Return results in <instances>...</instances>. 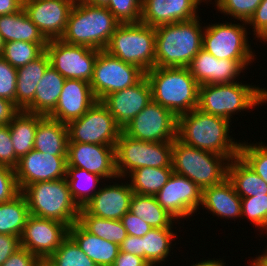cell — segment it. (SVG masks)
<instances>
[{
	"instance_id": "1",
	"label": "cell",
	"mask_w": 267,
	"mask_h": 266,
	"mask_svg": "<svg viewBox=\"0 0 267 266\" xmlns=\"http://www.w3.org/2000/svg\"><path fill=\"white\" fill-rule=\"evenodd\" d=\"M230 123L195 108L177 117V139L187 146L225 156L230 161L239 156L241 145L228 134Z\"/></svg>"
},
{
	"instance_id": "2",
	"label": "cell",
	"mask_w": 267,
	"mask_h": 266,
	"mask_svg": "<svg viewBox=\"0 0 267 266\" xmlns=\"http://www.w3.org/2000/svg\"><path fill=\"white\" fill-rule=\"evenodd\" d=\"M200 17L155 27V67H187L202 49ZM201 23V24H200Z\"/></svg>"
},
{
	"instance_id": "3",
	"label": "cell",
	"mask_w": 267,
	"mask_h": 266,
	"mask_svg": "<svg viewBox=\"0 0 267 266\" xmlns=\"http://www.w3.org/2000/svg\"><path fill=\"white\" fill-rule=\"evenodd\" d=\"M119 25L120 22L106 7L76 0L60 39L73 45L104 50Z\"/></svg>"
},
{
	"instance_id": "4",
	"label": "cell",
	"mask_w": 267,
	"mask_h": 266,
	"mask_svg": "<svg viewBox=\"0 0 267 266\" xmlns=\"http://www.w3.org/2000/svg\"><path fill=\"white\" fill-rule=\"evenodd\" d=\"M145 76L152 100L176 117L198 108L199 84L187 67H154Z\"/></svg>"
},
{
	"instance_id": "5",
	"label": "cell",
	"mask_w": 267,
	"mask_h": 266,
	"mask_svg": "<svg viewBox=\"0 0 267 266\" xmlns=\"http://www.w3.org/2000/svg\"><path fill=\"white\" fill-rule=\"evenodd\" d=\"M21 193L32 216L57 220L68 227L78 221L81 208L74 201L66 178L32 183Z\"/></svg>"
},
{
	"instance_id": "6",
	"label": "cell",
	"mask_w": 267,
	"mask_h": 266,
	"mask_svg": "<svg viewBox=\"0 0 267 266\" xmlns=\"http://www.w3.org/2000/svg\"><path fill=\"white\" fill-rule=\"evenodd\" d=\"M229 160L222 155L187 146L173 140L172 169L197 184L201 190L218 185L227 178Z\"/></svg>"
},
{
	"instance_id": "7",
	"label": "cell",
	"mask_w": 267,
	"mask_h": 266,
	"mask_svg": "<svg viewBox=\"0 0 267 266\" xmlns=\"http://www.w3.org/2000/svg\"><path fill=\"white\" fill-rule=\"evenodd\" d=\"M155 35V27L142 22L120 23L104 50L146 73L155 67Z\"/></svg>"
},
{
	"instance_id": "8",
	"label": "cell",
	"mask_w": 267,
	"mask_h": 266,
	"mask_svg": "<svg viewBox=\"0 0 267 266\" xmlns=\"http://www.w3.org/2000/svg\"><path fill=\"white\" fill-rule=\"evenodd\" d=\"M259 90L258 86L237 80L224 84H204L199 86L198 109L231 122L233 114L260 105Z\"/></svg>"
},
{
	"instance_id": "9",
	"label": "cell",
	"mask_w": 267,
	"mask_h": 266,
	"mask_svg": "<svg viewBox=\"0 0 267 266\" xmlns=\"http://www.w3.org/2000/svg\"><path fill=\"white\" fill-rule=\"evenodd\" d=\"M173 141L147 142L120 132L115 146L116 171L122 180L141 167H172Z\"/></svg>"
},
{
	"instance_id": "10",
	"label": "cell",
	"mask_w": 267,
	"mask_h": 266,
	"mask_svg": "<svg viewBox=\"0 0 267 266\" xmlns=\"http://www.w3.org/2000/svg\"><path fill=\"white\" fill-rule=\"evenodd\" d=\"M241 22L227 21L204 26L202 49L217 59L255 60L256 55L248 42L247 23Z\"/></svg>"
},
{
	"instance_id": "11",
	"label": "cell",
	"mask_w": 267,
	"mask_h": 266,
	"mask_svg": "<svg viewBox=\"0 0 267 266\" xmlns=\"http://www.w3.org/2000/svg\"><path fill=\"white\" fill-rule=\"evenodd\" d=\"M67 127L68 143L116 146L122 131L101 101L94 103L80 118L70 121Z\"/></svg>"
},
{
	"instance_id": "12",
	"label": "cell",
	"mask_w": 267,
	"mask_h": 266,
	"mask_svg": "<svg viewBox=\"0 0 267 266\" xmlns=\"http://www.w3.org/2000/svg\"><path fill=\"white\" fill-rule=\"evenodd\" d=\"M144 76L139 67L101 50L94 63L90 86L97 101H102L108 94L134 86Z\"/></svg>"
},
{
	"instance_id": "13",
	"label": "cell",
	"mask_w": 267,
	"mask_h": 266,
	"mask_svg": "<svg viewBox=\"0 0 267 266\" xmlns=\"http://www.w3.org/2000/svg\"><path fill=\"white\" fill-rule=\"evenodd\" d=\"M101 50L73 45L61 39L49 40L45 52L50 65L65 79H81L90 83L94 63Z\"/></svg>"
},
{
	"instance_id": "14",
	"label": "cell",
	"mask_w": 267,
	"mask_h": 266,
	"mask_svg": "<svg viewBox=\"0 0 267 266\" xmlns=\"http://www.w3.org/2000/svg\"><path fill=\"white\" fill-rule=\"evenodd\" d=\"M122 131L141 141H173L177 138V117L152 100Z\"/></svg>"
},
{
	"instance_id": "15",
	"label": "cell",
	"mask_w": 267,
	"mask_h": 266,
	"mask_svg": "<svg viewBox=\"0 0 267 266\" xmlns=\"http://www.w3.org/2000/svg\"><path fill=\"white\" fill-rule=\"evenodd\" d=\"M158 204L178 222L197 213L202 202V190L189 178L172 173L170 179L155 195Z\"/></svg>"
},
{
	"instance_id": "16",
	"label": "cell",
	"mask_w": 267,
	"mask_h": 266,
	"mask_svg": "<svg viewBox=\"0 0 267 266\" xmlns=\"http://www.w3.org/2000/svg\"><path fill=\"white\" fill-rule=\"evenodd\" d=\"M68 228L60 221L29 215L20 236L21 247L39 259H48L68 236Z\"/></svg>"
},
{
	"instance_id": "17",
	"label": "cell",
	"mask_w": 267,
	"mask_h": 266,
	"mask_svg": "<svg viewBox=\"0 0 267 266\" xmlns=\"http://www.w3.org/2000/svg\"><path fill=\"white\" fill-rule=\"evenodd\" d=\"M67 156H54L35 149L21 157L14 168L20 192L32 183L66 178Z\"/></svg>"
},
{
	"instance_id": "18",
	"label": "cell",
	"mask_w": 267,
	"mask_h": 266,
	"mask_svg": "<svg viewBox=\"0 0 267 266\" xmlns=\"http://www.w3.org/2000/svg\"><path fill=\"white\" fill-rule=\"evenodd\" d=\"M67 167H77L105 179L119 178L116 171L115 146L68 143Z\"/></svg>"
},
{
	"instance_id": "19",
	"label": "cell",
	"mask_w": 267,
	"mask_h": 266,
	"mask_svg": "<svg viewBox=\"0 0 267 266\" xmlns=\"http://www.w3.org/2000/svg\"><path fill=\"white\" fill-rule=\"evenodd\" d=\"M76 0H28L23 9L45 38L60 39Z\"/></svg>"
},
{
	"instance_id": "20",
	"label": "cell",
	"mask_w": 267,
	"mask_h": 266,
	"mask_svg": "<svg viewBox=\"0 0 267 266\" xmlns=\"http://www.w3.org/2000/svg\"><path fill=\"white\" fill-rule=\"evenodd\" d=\"M254 60L217 59L201 49L187 66L199 86L235 82ZM247 66V67H246Z\"/></svg>"
},
{
	"instance_id": "21",
	"label": "cell",
	"mask_w": 267,
	"mask_h": 266,
	"mask_svg": "<svg viewBox=\"0 0 267 266\" xmlns=\"http://www.w3.org/2000/svg\"><path fill=\"white\" fill-rule=\"evenodd\" d=\"M151 101V86L144 76L134 86L108 94L101 102L108 108L117 125L123 129Z\"/></svg>"
},
{
	"instance_id": "22",
	"label": "cell",
	"mask_w": 267,
	"mask_h": 266,
	"mask_svg": "<svg viewBox=\"0 0 267 266\" xmlns=\"http://www.w3.org/2000/svg\"><path fill=\"white\" fill-rule=\"evenodd\" d=\"M203 0H142L141 20L145 25L157 27L188 21L198 17V6Z\"/></svg>"
},
{
	"instance_id": "23",
	"label": "cell",
	"mask_w": 267,
	"mask_h": 266,
	"mask_svg": "<svg viewBox=\"0 0 267 266\" xmlns=\"http://www.w3.org/2000/svg\"><path fill=\"white\" fill-rule=\"evenodd\" d=\"M96 102L89 82L65 79L57 105L48 117L68 124L80 118Z\"/></svg>"
},
{
	"instance_id": "24",
	"label": "cell",
	"mask_w": 267,
	"mask_h": 266,
	"mask_svg": "<svg viewBox=\"0 0 267 266\" xmlns=\"http://www.w3.org/2000/svg\"><path fill=\"white\" fill-rule=\"evenodd\" d=\"M110 183L102 186L83 209L88 214L100 218L121 220L129 211L133 191L128 181L121 184Z\"/></svg>"
},
{
	"instance_id": "25",
	"label": "cell",
	"mask_w": 267,
	"mask_h": 266,
	"mask_svg": "<svg viewBox=\"0 0 267 266\" xmlns=\"http://www.w3.org/2000/svg\"><path fill=\"white\" fill-rule=\"evenodd\" d=\"M68 235L98 266H112L120 251L118 244L88 232L78 221L68 228Z\"/></svg>"
},
{
	"instance_id": "26",
	"label": "cell",
	"mask_w": 267,
	"mask_h": 266,
	"mask_svg": "<svg viewBox=\"0 0 267 266\" xmlns=\"http://www.w3.org/2000/svg\"><path fill=\"white\" fill-rule=\"evenodd\" d=\"M201 205L202 209L222 219L241 217V197L228 178L218 185L203 189Z\"/></svg>"
},
{
	"instance_id": "27",
	"label": "cell",
	"mask_w": 267,
	"mask_h": 266,
	"mask_svg": "<svg viewBox=\"0 0 267 266\" xmlns=\"http://www.w3.org/2000/svg\"><path fill=\"white\" fill-rule=\"evenodd\" d=\"M67 124L44 116L36 128L34 149L54 156H67Z\"/></svg>"
},
{
	"instance_id": "28",
	"label": "cell",
	"mask_w": 267,
	"mask_h": 266,
	"mask_svg": "<svg viewBox=\"0 0 267 266\" xmlns=\"http://www.w3.org/2000/svg\"><path fill=\"white\" fill-rule=\"evenodd\" d=\"M0 34L4 42L24 41L40 44L44 49L48 40L22 9L19 12L0 15Z\"/></svg>"
},
{
	"instance_id": "29",
	"label": "cell",
	"mask_w": 267,
	"mask_h": 266,
	"mask_svg": "<svg viewBox=\"0 0 267 266\" xmlns=\"http://www.w3.org/2000/svg\"><path fill=\"white\" fill-rule=\"evenodd\" d=\"M49 66V56L44 52L36 60L17 68L16 107L19 110H25L33 102L38 82Z\"/></svg>"
},
{
	"instance_id": "30",
	"label": "cell",
	"mask_w": 267,
	"mask_h": 266,
	"mask_svg": "<svg viewBox=\"0 0 267 266\" xmlns=\"http://www.w3.org/2000/svg\"><path fill=\"white\" fill-rule=\"evenodd\" d=\"M65 78L51 65L38 82L33 102L24 110L48 116L56 107Z\"/></svg>"
},
{
	"instance_id": "31",
	"label": "cell",
	"mask_w": 267,
	"mask_h": 266,
	"mask_svg": "<svg viewBox=\"0 0 267 266\" xmlns=\"http://www.w3.org/2000/svg\"><path fill=\"white\" fill-rule=\"evenodd\" d=\"M227 178L241 198L267 195V183L240 156L229 161Z\"/></svg>"
},
{
	"instance_id": "32",
	"label": "cell",
	"mask_w": 267,
	"mask_h": 266,
	"mask_svg": "<svg viewBox=\"0 0 267 266\" xmlns=\"http://www.w3.org/2000/svg\"><path fill=\"white\" fill-rule=\"evenodd\" d=\"M44 115L20 110L9 125L10 136L18 159L34 149V141L38 122Z\"/></svg>"
},
{
	"instance_id": "33",
	"label": "cell",
	"mask_w": 267,
	"mask_h": 266,
	"mask_svg": "<svg viewBox=\"0 0 267 266\" xmlns=\"http://www.w3.org/2000/svg\"><path fill=\"white\" fill-rule=\"evenodd\" d=\"M129 211L142 218L152 228H173V224L177 222L158 204L155 196L133 193Z\"/></svg>"
},
{
	"instance_id": "34",
	"label": "cell",
	"mask_w": 267,
	"mask_h": 266,
	"mask_svg": "<svg viewBox=\"0 0 267 266\" xmlns=\"http://www.w3.org/2000/svg\"><path fill=\"white\" fill-rule=\"evenodd\" d=\"M173 228H153L145 236L141 237L142 258L150 266L165 262L170 255L172 240L177 237Z\"/></svg>"
},
{
	"instance_id": "35",
	"label": "cell",
	"mask_w": 267,
	"mask_h": 266,
	"mask_svg": "<svg viewBox=\"0 0 267 266\" xmlns=\"http://www.w3.org/2000/svg\"><path fill=\"white\" fill-rule=\"evenodd\" d=\"M173 172L172 167H141L128 175L129 184L133 193L155 196Z\"/></svg>"
},
{
	"instance_id": "36",
	"label": "cell",
	"mask_w": 267,
	"mask_h": 266,
	"mask_svg": "<svg viewBox=\"0 0 267 266\" xmlns=\"http://www.w3.org/2000/svg\"><path fill=\"white\" fill-rule=\"evenodd\" d=\"M29 215L26 198L21 192L12 200L0 203V234L20 237Z\"/></svg>"
},
{
	"instance_id": "37",
	"label": "cell",
	"mask_w": 267,
	"mask_h": 266,
	"mask_svg": "<svg viewBox=\"0 0 267 266\" xmlns=\"http://www.w3.org/2000/svg\"><path fill=\"white\" fill-rule=\"evenodd\" d=\"M102 179V177L84 169L67 167L66 180L69 190L74 201L80 208H83L98 192L100 189L99 183H103L101 181Z\"/></svg>"
},
{
	"instance_id": "38",
	"label": "cell",
	"mask_w": 267,
	"mask_h": 266,
	"mask_svg": "<svg viewBox=\"0 0 267 266\" xmlns=\"http://www.w3.org/2000/svg\"><path fill=\"white\" fill-rule=\"evenodd\" d=\"M78 222L88 232L118 245H120L128 235L121 220L104 219L90 215L83 208L79 211Z\"/></svg>"
},
{
	"instance_id": "39",
	"label": "cell",
	"mask_w": 267,
	"mask_h": 266,
	"mask_svg": "<svg viewBox=\"0 0 267 266\" xmlns=\"http://www.w3.org/2000/svg\"><path fill=\"white\" fill-rule=\"evenodd\" d=\"M44 52L45 49L40 44L11 41L5 43L1 57L17 69L36 60Z\"/></svg>"
},
{
	"instance_id": "40",
	"label": "cell",
	"mask_w": 267,
	"mask_h": 266,
	"mask_svg": "<svg viewBox=\"0 0 267 266\" xmlns=\"http://www.w3.org/2000/svg\"><path fill=\"white\" fill-rule=\"evenodd\" d=\"M47 260L53 266H98L80 250V247L69 235Z\"/></svg>"
},
{
	"instance_id": "41",
	"label": "cell",
	"mask_w": 267,
	"mask_h": 266,
	"mask_svg": "<svg viewBox=\"0 0 267 266\" xmlns=\"http://www.w3.org/2000/svg\"><path fill=\"white\" fill-rule=\"evenodd\" d=\"M241 142L239 156L267 183V144Z\"/></svg>"
},
{
	"instance_id": "42",
	"label": "cell",
	"mask_w": 267,
	"mask_h": 266,
	"mask_svg": "<svg viewBox=\"0 0 267 266\" xmlns=\"http://www.w3.org/2000/svg\"><path fill=\"white\" fill-rule=\"evenodd\" d=\"M248 218L260 231L267 229V195L241 198V218Z\"/></svg>"
},
{
	"instance_id": "43",
	"label": "cell",
	"mask_w": 267,
	"mask_h": 266,
	"mask_svg": "<svg viewBox=\"0 0 267 266\" xmlns=\"http://www.w3.org/2000/svg\"><path fill=\"white\" fill-rule=\"evenodd\" d=\"M262 0H215V6L221 13L238 21L247 22Z\"/></svg>"
},
{
	"instance_id": "44",
	"label": "cell",
	"mask_w": 267,
	"mask_h": 266,
	"mask_svg": "<svg viewBox=\"0 0 267 266\" xmlns=\"http://www.w3.org/2000/svg\"><path fill=\"white\" fill-rule=\"evenodd\" d=\"M106 8L120 23H138L141 20L142 0H109Z\"/></svg>"
},
{
	"instance_id": "45",
	"label": "cell",
	"mask_w": 267,
	"mask_h": 266,
	"mask_svg": "<svg viewBox=\"0 0 267 266\" xmlns=\"http://www.w3.org/2000/svg\"><path fill=\"white\" fill-rule=\"evenodd\" d=\"M17 69L0 56V97L16 106Z\"/></svg>"
},
{
	"instance_id": "46",
	"label": "cell",
	"mask_w": 267,
	"mask_h": 266,
	"mask_svg": "<svg viewBox=\"0 0 267 266\" xmlns=\"http://www.w3.org/2000/svg\"><path fill=\"white\" fill-rule=\"evenodd\" d=\"M19 193L14 168L0 164V203L12 200Z\"/></svg>"
},
{
	"instance_id": "47",
	"label": "cell",
	"mask_w": 267,
	"mask_h": 266,
	"mask_svg": "<svg viewBox=\"0 0 267 266\" xmlns=\"http://www.w3.org/2000/svg\"><path fill=\"white\" fill-rule=\"evenodd\" d=\"M18 161L12 144L9 125H0V164L15 168Z\"/></svg>"
},
{
	"instance_id": "48",
	"label": "cell",
	"mask_w": 267,
	"mask_h": 266,
	"mask_svg": "<svg viewBox=\"0 0 267 266\" xmlns=\"http://www.w3.org/2000/svg\"><path fill=\"white\" fill-rule=\"evenodd\" d=\"M121 222L127 234L136 237H143L153 229L148 223L144 222L142 218L140 219L130 211L121 218Z\"/></svg>"
},
{
	"instance_id": "49",
	"label": "cell",
	"mask_w": 267,
	"mask_h": 266,
	"mask_svg": "<svg viewBox=\"0 0 267 266\" xmlns=\"http://www.w3.org/2000/svg\"><path fill=\"white\" fill-rule=\"evenodd\" d=\"M39 258L25 248L18 249L1 266H37Z\"/></svg>"
},
{
	"instance_id": "50",
	"label": "cell",
	"mask_w": 267,
	"mask_h": 266,
	"mask_svg": "<svg viewBox=\"0 0 267 266\" xmlns=\"http://www.w3.org/2000/svg\"><path fill=\"white\" fill-rule=\"evenodd\" d=\"M20 248L19 236L0 234V266Z\"/></svg>"
},
{
	"instance_id": "51",
	"label": "cell",
	"mask_w": 267,
	"mask_h": 266,
	"mask_svg": "<svg viewBox=\"0 0 267 266\" xmlns=\"http://www.w3.org/2000/svg\"><path fill=\"white\" fill-rule=\"evenodd\" d=\"M249 27H253V34H255L261 27L267 23V0H262L253 15L246 22Z\"/></svg>"
},
{
	"instance_id": "52",
	"label": "cell",
	"mask_w": 267,
	"mask_h": 266,
	"mask_svg": "<svg viewBox=\"0 0 267 266\" xmlns=\"http://www.w3.org/2000/svg\"><path fill=\"white\" fill-rule=\"evenodd\" d=\"M112 266H150L142 257L127 252L119 251Z\"/></svg>"
},
{
	"instance_id": "53",
	"label": "cell",
	"mask_w": 267,
	"mask_h": 266,
	"mask_svg": "<svg viewBox=\"0 0 267 266\" xmlns=\"http://www.w3.org/2000/svg\"><path fill=\"white\" fill-rule=\"evenodd\" d=\"M19 111L14 102L0 97V125H8Z\"/></svg>"
},
{
	"instance_id": "54",
	"label": "cell",
	"mask_w": 267,
	"mask_h": 266,
	"mask_svg": "<svg viewBox=\"0 0 267 266\" xmlns=\"http://www.w3.org/2000/svg\"><path fill=\"white\" fill-rule=\"evenodd\" d=\"M120 251L142 257L141 237L127 235L126 239L119 245Z\"/></svg>"
},
{
	"instance_id": "55",
	"label": "cell",
	"mask_w": 267,
	"mask_h": 266,
	"mask_svg": "<svg viewBox=\"0 0 267 266\" xmlns=\"http://www.w3.org/2000/svg\"><path fill=\"white\" fill-rule=\"evenodd\" d=\"M23 9L22 0H0V15H9Z\"/></svg>"
},
{
	"instance_id": "56",
	"label": "cell",
	"mask_w": 267,
	"mask_h": 266,
	"mask_svg": "<svg viewBox=\"0 0 267 266\" xmlns=\"http://www.w3.org/2000/svg\"><path fill=\"white\" fill-rule=\"evenodd\" d=\"M263 254H259L255 257V259H252L250 262V266H267V248L266 251L262 252Z\"/></svg>"
},
{
	"instance_id": "57",
	"label": "cell",
	"mask_w": 267,
	"mask_h": 266,
	"mask_svg": "<svg viewBox=\"0 0 267 266\" xmlns=\"http://www.w3.org/2000/svg\"><path fill=\"white\" fill-rule=\"evenodd\" d=\"M224 261H222V259L218 260V259H209V260H203V261H200L196 264L193 263V265L191 264V266H225L224 264H226L225 262L223 263Z\"/></svg>"
},
{
	"instance_id": "58",
	"label": "cell",
	"mask_w": 267,
	"mask_h": 266,
	"mask_svg": "<svg viewBox=\"0 0 267 266\" xmlns=\"http://www.w3.org/2000/svg\"><path fill=\"white\" fill-rule=\"evenodd\" d=\"M255 37L264 41L267 42V23L261 27L255 34Z\"/></svg>"
},
{
	"instance_id": "59",
	"label": "cell",
	"mask_w": 267,
	"mask_h": 266,
	"mask_svg": "<svg viewBox=\"0 0 267 266\" xmlns=\"http://www.w3.org/2000/svg\"><path fill=\"white\" fill-rule=\"evenodd\" d=\"M94 6L107 7L109 0H83Z\"/></svg>"
},
{
	"instance_id": "60",
	"label": "cell",
	"mask_w": 267,
	"mask_h": 266,
	"mask_svg": "<svg viewBox=\"0 0 267 266\" xmlns=\"http://www.w3.org/2000/svg\"><path fill=\"white\" fill-rule=\"evenodd\" d=\"M260 104L262 106L263 103L267 102V89L265 88H260Z\"/></svg>"
},
{
	"instance_id": "61",
	"label": "cell",
	"mask_w": 267,
	"mask_h": 266,
	"mask_svg": "<svg viewBox=\"0 0 267 266\" xmlns=\"http://www.w3.org/2000/svg\"><path fill=\"white\" fill-rule=\"evenodd\" d=\"M37 266H53V264L47 259H40Z\"/></svg>"
},
{
	"instance_id": "62",
	"label": "cell",
	"mask_w": 267,
	"mask_h": 266,
	"mask_svg": "<svg viewBox=\"0 0 267 266\" xmlns=\"http://www.w3.org/2000/svg\"><path fill=\"white\" fill-rule=\"evenodd\" d=\"M4 45H5V42H4V40H3L2 35L0 34V56H1V54H2Z\"/></svg>"
}]
</instances>
